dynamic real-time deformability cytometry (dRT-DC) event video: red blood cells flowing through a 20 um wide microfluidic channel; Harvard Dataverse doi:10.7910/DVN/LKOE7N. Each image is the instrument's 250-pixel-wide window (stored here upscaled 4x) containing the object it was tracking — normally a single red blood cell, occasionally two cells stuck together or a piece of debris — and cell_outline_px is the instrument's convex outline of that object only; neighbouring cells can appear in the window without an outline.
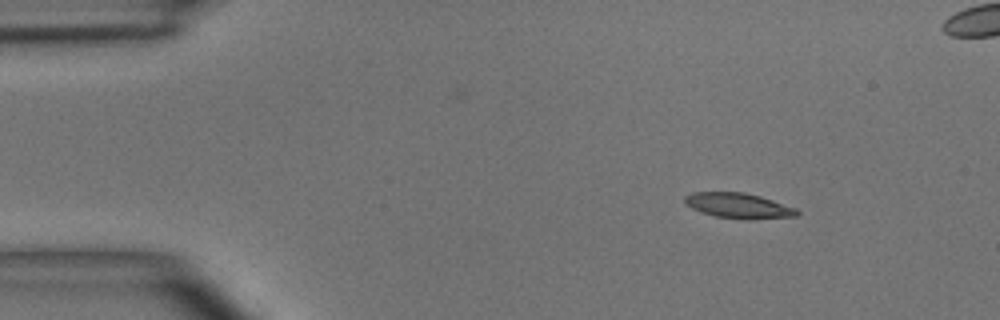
{"species": "common noctule bat (a hibernating species)", "species_latin": "Nyctalus noctula", "temperature_condition": "room temperature", "stored_images_in_passage": 4, "camera_frame_rate_fps": 3000, "um_per_image_px": 0.085, "animal": {"sex": "male", "body_mass_g": 15.6}, "frame": {"image": 1, "passage_image": 1, "time_ms": 0.0, "image_size_px": [1000, 320], "cell_outline_px": [[800, 216], [752, 220], [744, 220], [716, 216], [700, 212], [692, 208], [684, 200], [684, 196], [692, 192], [744, 192], [760, 196], [796, 208], [800, 212]], "centroid_in_image_um": [62.82, 17.49], "position_along_channel_um": 22.2, "area_um2": 16.7}}
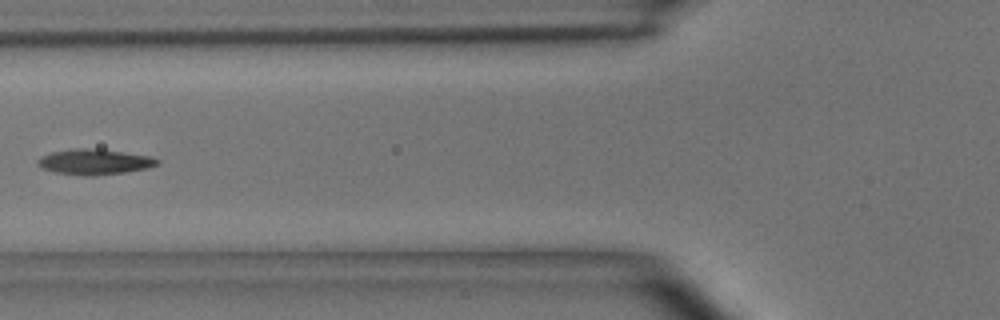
{"frame": {"image": 2, "passage_image": 4, "time_ms": 4.333, "image_size_px": [1000, 320], "cell_outline_px": [[160, 164], [148, 168], [124, 172], [92, 176], [84, 176], [56, 172], [44, 168], [36, 164], [36, 160], [40, 156], [52, 152], [76, 148], [96, 148], [152, 156], [160, 160]], "centroid_in_image_um": [8.06, 13.75], "position_along_channel_um": 117.7, "area_um2": 17.86}}